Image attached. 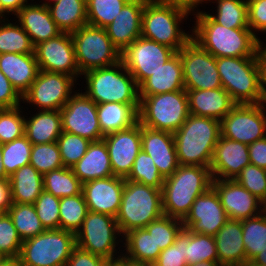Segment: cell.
<instances>
[{"mask_svg":"<svg viewBox=\"0 0 266 266\" xmlns=\"http://www.w3.org/2000/svg\"><path fill=\"white\" fill-rule=\"evenodd\" d=\"M19 107L4 109L0 114V143L11 142L24 135L25 117Z\"/></svg>","mask_w":266,"mask_h":266,"instance_id":"816d5d0a","label":"cell"},{"mask_svg":"<svg viewBox=\"0 0 266 266\" xmlns=\"http://www.w3.org/2000/svg\"><path fill=\"white\" fill-rule=\"evenodd\" d=\"M250 263L255 266H266V248L256 255Z\"/></svg>","mask_w":266,"mask_h":266,"instance_id":"003e7915","label":"cell"},{"mask_svg":"<svg viewBox=\"0 0 266 266\" xmlns=\"http://www.w3.org/2000/svg\"><path fill=\"white\" fill-rule=\"evenodd\" d=\"M140 104L116 102L97 104L98 121L105 136L116 131L129 129L138 123Z\"/></svg>","mask_w":266,"mask_h":266,"instance_id":"4dcf8cb0","label":"cell"},{"mask_svg":"<svg viewBox=\"0 0 266 266\" xmlns=\"http://www.w3.org/2000/svg\"><path fill=\"white\" fill-rule=\"evenodd\" d=\"M125 180L141 183L161 190L165 179L159 173L151 156L141 149L138 156L135 158L131 172Z\"/></svg>","mask_w":266,"mask_h":266,"instance_id":"f6af8a7d","label":"cell"},{"mask_svg":"<svg viewBox=\"0 0 266 266\" xmlns=\"http://www.w3.org/2000/svg\"><path fill=\"white\" fill-rule=\"evenodd\" d=\"M189 114L221 121L236 103L224 88L186 90Z\"/></svg>","mask_w":266,"mask_h":266,"instance_id":"484cf974","label":"cell"},{"mask_svg":"<svg viewBox=\"0 0 266 266\" xmlns=\"http://www.w3.org/2000/svg\"><path fill=\"white\" fill-rule=\"evenodd\" d=\"M249 164L247 144L220 136L210 165L213 179L235 180Z\"/></svg>","mask_w":266,"mask_h":266,"instance_id":"7402d4cb","label":"cell"},{"mask_svg":"<svg viewBox=\"0 0 266 266\" xmlns=\"http://www.w3.org/2000/svg\"><path fill=\"white\" fill-rule=\"evenodd\" d=\"M48 1V0H47ZM51 2H53V1H55V0H50ZM43 4H45V5H47V2H46V0H45V2L43 3Z\"/></svg>","mask_w":266,"mask_h":266,"instance_id":"753ad0ef","label":"cell"},{"mask_svg":"<svg viewBox=\"0 0 266 266\" xmlns=\"http://www.w3.org/2000/svg\"><path fill=\"white\" fill-rule=\"evenodd\" d=\"M115 264L117 266H153V264H150V263L136 262V261L130 260L124 257L123 254H120V257L117 259Z\"/></svg>","mask_w":266,"mask_h":266,"instance_id":"e7e4bbea","label":"cell"},{"mask_svg":"<svg viewBox=\"0 0 266 266\" xmlns=\"http://www.w3.org/2000/svg\"><path fill=\"white\" fill-rule=\"evenodd\" d=\"M251 194L266 204V170L253 164L241 170L235 179Z\"/></svg>","mask_w":266,"mask_h":266,"instance_id":"f5cc1de1","label":"cell"},{"mask_svg":"<svg viewBox=\"0 0 266 266\" xmlns=\"http://www.w3.org/2000/svg\"><path fill=\"white\" fill-rule=\"evenodd\" d=\"M212 181L210 167L179 165L161 189L164 215L183 220L196 198L212 187Z\"/></svg>","mask_w":266,"mask_h":266,"instance_id":"7a4b0ae2","label":"cell"},{"mask_svg":"<svg viewBox=\"0 0 266 266\" xmlns=\"http://www.w3.org/2000/svg\"><path fill=\"white\" fill-rule=\"evenodd\" d=\"M0 18H1V0H0Z\"/></svg>","mask_w":266,"mask_h":266,"instance_id":"34e18365","label":"cell"},{"mask_svg":"<svg viewBox=\"0 0 266 266\" xmlns=\"http://www.w3.org/2000/svg\"><path fill=\"white\" fill-rule=\"evenodd\" d=\"M82 75L87 85L84 94L96 104H140L139 86L121 61L109 67L89 70Z\"/></svg>","mask_w":266,"mask_h":266,"instance_id":"5b68a950","label":"cell"},{"mask_svg":"<svg viewBox=\"0 0 266 266\" xmlns=\"http://www.w3.org/2000/svg\"><path fill=\"white\" fill-rule=\"evenodd\" d=\"M186 264L204 261H218L216 242L213 236L193 233L185 228Z\"/></svg>","mask_w":266,"mask_h":266,"instance_id":"f35d334b","label":"cell"},{"mask_svg":"<svg viewBox=\"0 0 266 266\" xmlns=\"http://www.w3.org/2000/svg\"><path fill=\"white\" fill-rule=\"evenodd\" d=\"M103 139L108 149L113 175L126 178L142 149L141 124L138 122L129 129L107 134Z\"/></svg>","mask_w":266,"mask_h":266,"instance_id":"ffe728a7","label":"cell"},{"mask_svg":"<svg viewBox=\"0 0 266 266\" xmlns=\"http://www.w3.org/2000/svg\"><path fill=\"white\" fill-rule=\"evenodd\" d=\"M11 205L9 179H0V213H7Z\"/></svg>","mask_w":266,"mask_h":266,"instance_id":"94428289","label":"cell"},{"mask_svg":"<svg viewBox=\"0 0 266 266\" xmlns=\"http://www.w3.org/2000/svg\"><path fill=\"white\" fill-rule=\"evenodd\" d=\"M182 228V220L167 215H162L145 227L153 235L156 249L161 251L175 242V238Z\"/></svg>","mask_w":266,"mask_h":266,"instance_id":"bcb514c9","label":"cell"},{"mask_svg":"<svg viewBox=\"0 0 266 266\" xmlns=\"http://www.w3.org/2000/svg\"><path fill=\"white\" fill-rule=\"evenodd\" d=\"M30 164L42 175L64 167L57 142L32 145Z\"/></svg>","mask_w":266,"mask_h":266,"instance_id":"7dc6e473","label":"cell"},{"mask_svg":"<svg viewBox=\"0 0 266 266\" xmlns=\"http://www.w3.org/2000/svg\"><path fill=\"white\" fill-rule=\"evenodd\" d=\"M43 186L44 191L59 198L81 194L83 189V183L69 167H62L45 173Z\"/></svg>","mask_w":266,"mask_h":266,"instance_id":"d590c367","label":"cell"},{"mask_svg":"<svg viewBox=\"0 0 266 266\" xmlns=\"http://www.w3.org/2000/svg\"><path fill=\"white\" fill-rule=\"evenodd\" d=\"M34 54L40 70L79 78L80 71L70 33L62 32L54 38L35 45Z\"/></svg>","mask_w":266,"mask_h":266,"instance_id":"e0dca14e","label":"cell"},{"mask_svg":"<svg viewBox=\"0 0 266 266\" xmlns=\"http://www.w3.org/2000/svg\"><path fill=\"white\" fill-rule=\"evenodd\" d=\"M57 144L63 166L71 168L85 155L91 141L79 135L62 131Z\"/></svg>","mask_w":266,"mask_h":266,"instance_id":"c3c4849f","label":"cell"},{"mask_svg":"<svg viewBox=\"0 0 266 266\" xmlns=\"http://www.w3.org/2000/svg\"><path fill=\"white\" fill-rule=\"evenodd\" d=\"M162 215L164 212L160 189L125 180L121 205L116 216L123 236L134 229L145 228Z\"/></svg>","mask_w":266,"mask_h":266,"instance_id":"277c9868","label":"cell"},{"mask_svg":"<svg viewBox=\"0 0 266 266\" xmlns=\"http://www.w3.org/2000/svg\"><path fill=\"white\" fill-rule=\"evenodd\" d=\"M33 205L45 230L59 229V197L43 190Z\"/></svg>","mask_w":266,"mask_h":266,"instance_id":"681fc988","label":"cell"},{"mask_svg":"<svg viewBox=\"0 0 266 266\" xmlns=\"http://www.w3.org/2000/svg\"><path fill=\"white\" fill-rule=\"evenodd\" d=\"M187 266H223L219 261H204Z\"/></svg>","mask_w":266,"mask_h":266,"instance_id":"89a4df30","label":"cell"},{"mask_svg":"<svg viewBox=\"0 0 266 266\" xmlns=\"http://www.w3.org/2000/svg\"><path fill=\"white\" fill-rule=\"evenodd\" d=\"M184 90L183 65L177 52L139 85V97Z\"/></svg>","mask_w":266,"mask_h":266,"instance_id":"83f0119b","label":"cell"},{"mask_svg":"<svg viewBox=\"0 0 266 266\" xmlns=\"http://www.w3.org/2000/svg\"><path fill=\"white\" fill-rule=\"evenodd\" d=\"M109 266H117L115 263H111Z\"/></svg>","mask_w":266,"mask_h":266,"instance_id":"11e5206c","label":"cell"},{"mask_svg":"<svg viewBox=\"0 0 266 266\" xmlns=\"http://www.w3.org/2000/svg\"><path fill=\"white\" fill-rule=\"evenodd\" d=\"M31 150L32 144L25 135L2 144L1 161L8 176L22 166L30 164Z\"/></svg>","mask_w":266,"mask_h":266,"instance_id":"7bdbcfd3","label":"cell"},{"mask_svg":"<svg viewBox=\"0 0 266 266\" xmlns=\"http://www.w3.org/2000/svg\"><path fill=\"white\" fill-rule=\"evenodd\" d=\"M59 211V229L76 234L89 211L83 192L75 196L60 198Z\"/></svg>","mask_w":266,"mask_h":266,"instance_id":"60d3db41","label":"cell"},{"mask_svg":"<svg viewBox=\"0 0 266 266\" xmlns=\"http://www.w3.org/2000/svg\"><path fill=\"white\" fill-rule=\"evenodd\" d=\"M261 40L258 42L255 52V59L257 62L259 72V84L260 90L263 96V100L266 103V46Z\"/></svg>","mask_w":266,"mask_h":266,"instance_id":"680465c9","label":"cell"},{"mask_svg":"<svg viewBox=\"0 0 266 266\" xmlns=\"http://www.w3.org/2000/svg\"><path fill=\"white\" fill-rule=\"evenodd\" d=\"M129 0H86L87 24L105 28Z\"/></svg>","mask_w":266,"mask_h":266,"instance_id":"ee69618b","label":"cell"},{"mask_svg":"<svg viewBox=\"0 0 266 266\" xmlns=\"http://www.w3.org/2000/svg\"><path fill=\"white\" fill-rule=\"evenodd\" d=\"M30 4L24 5L16 14V18H19L18 23L29 35L33 46L62 33L52 19L47 5Z\"/></svg>","mask_w":266,"mask_h":266,"instance_id":"d4e9b609","label":"cell"},{"mask_svg":"<svg viewBox=\"0 0 266 266\" xmlns=\"http://www.w3.org/2000/svg\"><path fill=\"white\" fill-rule=\"evenodd\" d=\"M23 241L8 213L0 214V257H19Z\"/></svg>","mask_w":266,"mask_h":266,"instance_id":"f907efd6","label":"cell"},{"mask_svg":"<svg viewBox=\"0 0 266 266\" xmlns=\"http://www.w3.org/2000/svg\"><path fill=\"white\" fill-rule=\"evenodd\" d=\"M188 13L160 0H146L142 13L141 36L178 52L191 38L180 23Z\"/></svg>","mask_w":266,"mask_h":266,"instance_id":"8992f818","label":"cell"},{"mask_svg":"<svg viewBox=\"0 0 266 266\" xmlns=\"http://www.w3.org/2000/svg\"><path fill=\"white\" fill-rule=\"evenodd\" d=\"M176 53L168 46L140 36L121 52V62L139 86Z\"/></svg>","mask_w":266,"mask_h":266,"instance_id":"5bb4252c","label":"cell"},{"mask_svg":"<svg viewBox=\"0 0 266 266\" xmlns=\"http://www.w3.org/2000/svg\"><path fill=\"white\" fill-rule=\"evenodd\" d=\"M142 150L154 161L163 178L171 176L179 166L174 134L141 125Z\"/></svg>","mask_w":266,"mask_h":266,"instance_id":"603a6c76","label":"cell"},{"mask_svg":"<svg viewBox=\"0 0 266 266\" xmlns=\"http://www.w3.org/2000/svg\"><path fill=\"white\" fill-rule=\"evenodd\" d=\"M2 156V144L0 143V179H9V176L6 174L4 165L1 161Z\"/></svg>","mask_w":266,"mask_h":266,"instance_id":"a7ac6f4b","label":"cell"},{"mask_svg":"<svg viewBox=\"0 0 266 266\" xmlns=\"http://www.w3.org/2000/svg\"><path fill=\"white\" fill-rule=\"evenodd\" d=\"M218 261L223 266H245L242 220L229 219L214 236Z\"/></svg>","mask_w":266,"mask_h":266,"instance_id":"f1b7e54d","label":"cell"},{"mask_svg":"<svg viewBox=\"0 0 266 266\" xmlns=\"http://www.w3.org/2000/svg\"><path fill=\"white\" fill-rule=\"evenodd\" d=\"M247 15L248 26L258 38L256 31L266 32V0H247Z\"/></svg>","mask_w":266,"mask_h":266,"instance_id":"11a10c76","label":"cell"},{"mask_svg":"<svg viewBox=\"0 0 266 266\" xmlns=\"http://www.w3.org/2000/svg\"><path fill=\"white\" fill-rule=\"evenodd\" d=\"M212 188L229 219L244 220L265 211V204L236 180L213 179Z\"/></svg>","mask_w":266,"mask_h":266,"instance_id":"d6986e66","label":"cell"},{"mask_svg":"<svg viewBox=\"0 0 266 266\" xmlns=\"http://www.w3.org/2000/svg\"><path fill=\"white\" fill-rule=\"evenodd\" d=\"M266 103L236 104L220 121L221 137L244 144L266 137Z\"/></svg>","mask_w":266,"mask_h":266,"instance_id":"7c38bea8","label":"cell"},{"mask_svg":"<svg viewBox=\"0 0 266 266\" xmlns=\"http://www.w3.org/2000/svg\"><path fill=\"white\" fill-rule=\"evenodd\" d=\"M21 101L22 96L0 71V105L5 109H11L21 106Z\"/></svg>","mask_w":266,"mask_h":266,"instance_id":"6f0895ef","label":"cell"},{"mask_svg":"<svg viewBox=\"0 0 266 266\" xmlns=\"http://www.w3.org/2000/svg\"><path fill=\"white\" fill-rule=\"evenodd\" d=\"M220 136V121L189 114L174 133L179 165L210 167Z\"/></svg>","mask_w":266,"mask_h":266,"instance_id":"3957f363","label":"cell"},{"mask_svg":"<svg viewBox=\"0 0 266 266\" xmlns=\"http://www.w3.org/2000/svg\"><path fill=\"white\" fill-rule=\"evenodd\" d=\"M178 53L183 65L185 90L222 88L216 58L192 38Z\"/></svg>","mask_w":266,"mask_h":266,"instance_id":"4fadbf2b","label":"cell"},{"mask_svg":"<svg viewBox=\"0 0 266 266\" xmlns=\"http://www.w3.org/2000/svg\"><path fill=\"white\" fill-rule=\"evenodd\" d=\"M146 0H129L105 27L111 42L122 52L141 36L142 13Z\"/></svg>","mask_w":266,"mask_h":266,"instance_id":"cb8c5ba5","label":"cell"},{"mask_svg":"<svg viewBox=\"0 0 266 266\" xmlns=\"http://www.w3.org/2000/svg\"><path fill=\"white\" fill-rule=\"evenodd\" d=\"M242 239L247 264L266 248V210L258 216L242 220Z\"/></svg>","mask_w":266,"mask_h":266,"instance_id":"8d00e7d4","label":"cell"},{"mask_svg":"<svg viewBox=\"0 0 266 266\" xmlns=\"http://www.w3.org/2000/svg\"><path fill=\"white\" fill-rule=\"evenodd\" d=\"M192 39L215 58L255 57L257 38L250 28H226L216 23L208 12L198 11Z\"/></svg>","mask_w":266,"mask_h":266,"instance_id":"6da1fadb","label":"cell"},{"mask_svg":"<svg viewBox=\"0 0 266 266\" xmlns=\"http://www.w3.org/2000/svg\"><path fill=\"white\" fill-rule=\"evenodd\" d=\"M216 65L222 88L236 104L264 102L255 57H218Z\"/></svg>","mask_w":266,"mask_h":266,"instance_id":"ba28073f","label":"cell"},{"mask_svg":"<svg viewBox=\"0 0 266 266\" xmlns=\"http://www.w3.org/2000/svg\"><path fill=\"white\" fill-rule=\"evenodd\" d=\"M117 235L120 236L121 233L115 217L88 211L81 228L75 234L76 246L99 255L110 263H116L120 257H115Z\"/></svg>","mask_w":266,"mask_h":266,"instance_id":"8fae6325","label":"cell"},{"mask_svg":"<svg viewBox=\"0 0 266 266\" xmlns=\"http://www.w3.org/2000/svg\"><path fill=\"white\" fill-rule=\"evenodd\" d=\"M162 2L171 4L172 6L190 14L191 12H194L199 4H202V2L208 3L207 1L210 0H160Z\"/></svg>","mask_w":266,"mask_h":266,"instance_id":"6125c7cd","label":"cell"},{"mask_svg":"<svg viewBox=\"0 0 266 266\" xmlns=\"http://www.w3.org/2000/svg\"><path fill=\"white\" fill-rule=\"evenodd\" d=\"M228 220L218 194L211 187L196 198L182 224L190 232L214 237Z\"/></svg>","mask_w":266,"mask_h":266,"instance_id":"ac0fdd59","label":"cell"},{"mask_svg":"<svg viewBox=\"0 0 266 266\" xmlns=\"http://www.w3.org/2000/svg\"><path fill=\"white\" fill-rule=\"evenodd\" d=\"M71 35L80 76L89 70L109 67L121 61V52L111 42L105 28L86 24Z\"/></svg>","mask_w":266,"mask_h":266,"instance_id":"30bf717a","label":"cell"},{"mask_svg":"<svg viewBox=\"0 0 266 266\" xmlns=\"http://www.w3.org/2000/svg\"><path fill=\"white\" fill-rule=\"evenodd\" d=\"M7 213L22 241L45 231L33 204L12 203Z\"/></svg>","mask_w":266,"mask_h":266,"instance_id":"74e56055","label":"cell"},{"mask_svg":"<svg viewBox=\"0 0 266 266\" xmlns=\"http://www.w3.org/2000/svg\"><path fill=\"white\" fill-rule=\"evenodd\" d=\"M139 98L138 122L142 126L174 134L189 116L185 89Z\"/></svg>","mask_w":266,"mask_h":266,"instance_id":"52a82bcc","label":"cell"},{"mask_svg":"<svg viewBox=\"0 0 266 266\" xmlns=\"http://www.w3.org/2000/svg\"><path fill=\"white\" fill-rule=\"evenodd\" d=\"M245 266H255V265H252L250 262L247 263Z\"/></svg>","mask_w":266,"mask_h":266,"instance_id":"8c879c8a","label":"cell"},{"mask_svg":"<svg viewBox=\"0 0 266 266\" xmlns=\"http://www.w3.org/2000/svg\"><path fill=\"white\" fill-rule=\"evenodd\" d=\"M5 108L0 105V114Z\"/></svg>","mask_w":266,"mask_h":266,"instance_id":"2644e50d","label":"cell"},{"mask_svg":"<svg viewBox=\"0 0 266 266\" xmlns=\"http://www.w3.org/2000/svg\"><path fill=\"white\" fill-rule=\"evenodd\" d=\"M76 79L72 76L40 70L37 78L22 101L37 106L41 110H59L72 96Z\"/></svg>","mask_w":266,"mask_h":266,"instance_id":"9a60e30c","label":"cell"},{"mask_svg":"<svg viewBox=\"0 0 266 266\" xmlns=\"http://www.w3.org/2000/svg\"><path fill=\"white\" fill-rule=\"evenodd\" d=\"M71 168L82 183L114 176L104 139L91 142L85 155Z\"/></svg>","mask_w":266,"mask_h":266,"instance_id":"f546056e","label":"cell"},{"mask_svg":"<svg viewBox=\"0 0 266 266\" xmlns=\"http://www.w3.org/2000/svg\"><path fill=\"white\" fill-rule=\"evenodd\" d=\"M110 264L105 258L84 251L76 246L72 250L66 266H109Z\"/></svg>","mask_w":266,"mask_h":266,"instance_id":"9f6ffc18","label":"cell"},{"mask_svg":"<svg viewBox=\"0 0 266 266\" xmlns=\"http://www.w3.org/2000/svg\"><path fill=\"white\" fill-rule=\"evenodd\" d=\"M125 178L110 176L83 183V195L88 210L116 218L122 199Z\"/></svg>","mask_w":266,"mask_h":266,"instance_id":"44dd1931","label":"cell"},{"mask_svg":"<svg viewBox=\"0 0 266 266\" xmlns=\"http://www.w3.org/2000/svg\"><path fill=\"white\" fill-rule=\"evenodd\" d=\"M153 266H187L185 255V228H182L175 242L162 250Z\"/></svg>","mask_w":266,"mask_h":266,"instance_id":"db71d44e","label":"cell"},{"mask_svg":"<svg viewBox=\"0 0 266 266\" xmlns=\"http://www.w3.org/2000/svg\"><path fill=\"white\" fill-rule=\"evenodd\" d=\"M0 71L23 96L37 78L40 69L34 53H4L0 54Z\"/></svg>","mask_w":266,"mask_h":266,"instance_id":"4316f807","label":"cell"},{"mask_svg":"<svg viewBox=\"0 0 266 266\" xmlns=\"http://www.w3.org/2000/svg\"><path fill=\"white\" fill-rule=\"evenodd\" d=\"M73 95L60 109L62 131L93 141L103 139L98 121L97 104L84 93Z\"/></svg>","mask_w":266,"mask_h":266,"instance_id":"2e32d148","label":"cell"},{"mask_svg":"<svg viewBox=\"0 0 266 266\" xmlns=\"http://www.w3.org/2000/svg\"><path fill=\"white\" fill-rule=\"evenodd\" d=\"M47 7L62 32L71 34L87 24L86 0L48 1Z\"/></svg>","mask_w":266,"mask_h":266,"instance_id":"836d02e7","label":"cell"},{"mask_svg":"<svg viewBox=\"0 0 266 266\" xmlns=\"http://www.w3.org/2000/svg\"><path fill=\"white\" fill-rule=\"evenodd\" d=\"M5 21L8 20L0 18V54L34 53V46L25 30L19 26V24L17 25L16 23L13 24L10 21H8L9 23Z\"/></svg>","mask_w":266,"mask_h":266,"instance_id":"ab89813d","label":"cell"},{"mask_svg":"<svg viewBox=\"0 0 266 266\" xmlns=\"http://www.w3.org/2000/svg\"><path fill=\"white\" fill-rule=\"evenodd\" d=\"M250 164L266 170V137L248 145Z\"/></svg>","mask_w":266,"mask_h":266,"instance_id":"91938a15","label":"cell"},{"mask_svg":"<svg viewBox=\"0 0 266 266\" xmlns=\"http://www.w3.org/2000/svg\"><path fill=\"white\" fill-rule=\"evenodd\" d=\"M0 266H23L19 257L0 258Z\"/></svg>","mask_w":266,"mask_h":266,"instance_id":"03108f58","label":"cell"},{"mask_svg":"<svg viewBox=\"0 0 266 266\" xmlns=\"http://www.w3.org/2000/svg\"><path fill=\"white\" fill-rule=\"evenodd\" d=\"M126 253L124 257L136 261L153 264L161 252L156 249V243L153 235H151L145 228L134 229L129 231L124 236Z\"/></svg>","mask_w":266,"mask_h":266,"instance_id":"e575fe53","label":"cell"},{"mask_svg":"<svg viewBox=\"0 0 266 266\" xmlns=\"http://www.w3.org/2000/svg\"><path fill=\"white\" fill-rule=\"evenodd\" d=\"M27 2L28 0H1V19L6 17L4 13L16 15Z\"/></svg>","mask_w":266,"mask_h":266,"instance_id":"be15d7a7","label":"cell"},{"mask_svg":"<svg viewBox=\"0 0 266 266\" xmlns=\"http://www.w3.org/2000/svg\"><path fill=\"white\" fill-rule=\"evenodd\" d=\"M75 247V233L49 229L24 240L19 259L23 266H66Z\"/></svg>","mask_w":266,"mask_h":266,"instance_id":"9c48e42d","label":"cell"},{"mask_svg":"<svg viewBox=\"0 0 266 266\" xmlns=\"http://www.w3.org/2000/svg\"><path fill=\"white\" fill-rule=\"evenodd\" d=\"M12 203L34 204L44 190L43 175L31 164L16 170L9 176Z\"/></svg>","mask_w":266,"mask_h":266,"instance_id":"d6a6232c","label":"cell"},{"mask_svg":"<svg viewBox=\"0 0 266 266\" xmlns=\"http://www.w3.org/2000/svg\"><path fill=\"white\" fill-rule=\"evenodd\" d=\"M62 133L59 110H40L30 118H25L24 135L32 145L57 142Z\"/></svg>","mask_w":266,"mask_h":266,"instance_id":"1f68e13d","label":"cell"},{"mask_svg":"<svg viewBox=\"0 0 266 266\" xmlns=\"http://www.w3.org/2000/svg\"><path fill=\"white\" fill-rule=\"evenodd\" d=\"M214 2L217 3V14L208 13V15L216 23L226 28H249L247 0H215Z\"/></svg>","mask_w":266,"mask_h":266,"instance_id":"b9f144b4","label":"cell"}]
</instances>
